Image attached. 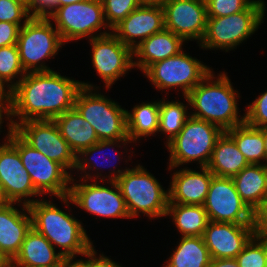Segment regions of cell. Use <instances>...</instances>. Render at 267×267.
<instances>
[{"mask_svg":"<svg viewBox=\"0 0 267 267\" xmlns=\"http://www.w3.org/2000/svg\"><path fill=\"white\" fill-rule=\"evenodd\" d=\"M225 132L234 140L249 164L266 165L264 136L260 128L244 122Z\"/></svg>","mask_w":267,"mask_h":267,"instance_id":"cell-32","label":"cell"},{"mask_svg":"<svg viewBox=\"0 0 267 267\" xmlns=\"http://www.w3.org/2000/svg\"><path fill=\"white\" fill-rule=\"evenodd\" d=\"M55 200L62 204L61 208L54 203ZM72 207L75 209L69 196L41 198L28 205L32 228L43 235L64 258H79L96 244L85 229L83 218L79 220L73 214L76 211L72 212Z\"/></svg>","mask_w":267,"mask_h":267,"instance_id":"cell-2","label":"cell"},{"mask_svg":"<svg viewBox=\"0 0 267 267\" xmlns=\"http://www.w3.org/2000/svg\"><path fill=\"white\" fill-rule=\"evenodd\" d=\"M61 136L77 155L81 150L96 144L99 140L94 128L73 108L54 119Z\"/></svg>","mask_w":267,"mask_h":267,"instance_id":"cell-28","label":"cell"},{"mask_svg":"<svg viewBox=\"0 0 267 267\" xmlns=\"http://www.w3.org/2000/svg\"><path fill=\"white\" fill-rule=\"evenodd\" d=\"M218 72L216 74L212 69L188 93L187 98L192 117L215 124L226 131L244 123L245 115L239 107L242 98L240 90L234 87L226 70Z\"/></svg>","mask_w":267,"mask_h":267,"instance_id":"cell-3","label":"cell"},{"mask_svg":"<svg viewBox=\"0 0 267 267\" xmlns=\"http://www.w3.org/2000/svg\"><path fill=\"white\" fill-rule=\"evenodd\" d=\"M5 127L7 130L5 129ZM13 131L14 127L11 121L10 98L8 94H5L4 96L0 97V135L3 134L2 136H0L2 137L1 139H3H0V146L6 144L9 141L10 135Z\"/></svg>","mask_w":267,"mask_h":267,"instance_id":"cell-39","label":"cell"},{"mask_svg":"<svg viewBox=\"0 0 267 267\" xmlns=\"http://www.w3.org/2000/svg\"><path fill=\"white\" fill-rule=\"evenodd\" d=\"M263 132L264 143H265V151H266V166H267V127L260 128Z\"/></svg>","mask_w":267,"mask_h":267,"instance_id":"cell-48","label":"cell"},{"mask_svg":"<svg viewBox=\"0 0 267 267\" xmlns=\"http://www.w3.org/2000/svg\"><path fill=\"white\" fill-rule=\"evenodd\" d=\"M5 93L0 89V97L4 96Z\"/></svg>","mask_w":267,"mask_h":267,"instance_id":"cell-52","label":"cell"},{"mask_svg":"<svg viewBox=\"0 0 267 267\" xmlns=\"http://www.w3.org/2000/svg\"><path fill=\"white\" fill-rule=\"evenodd\" d=\"M28 6L21 0H0V22L18 24L22 27L29 19Z\"/></svg>","mask_w":267,"mask_h":267,"instance_id":"cell-37","label":"cell"},{"mask_svg":"<svg viewBox=\"0 0 267 267\" xmlns=\"http://www.w3.org/2000/svg\"><path fill=\"white\" fill-rule=\"evenodd\" d=\"M81 88V80L59 70L26 73L8 93L13 127L28 120H54L74 108Z\"/></svg>","mask_w":267,"mask_h":267,"instance_id":"cell-1","label":"cell"},{"mask_svg":"<svg viewBox=\"0 0 267 267\" xmlns=\"http://www.w3.org/2000/svg\"><path fill=\"white\" fill-rule=\"evenodd\" d=\"M164 29L162 6H140L115 25L111 32L132 50L151 35Z\"/></svg>","mask_w":267,"mask_h":267,"instance_id":"cell-21","label":"cell"},{"mask_svg":"<svg viewBox=\"0 0 267 267\" xmlns=\"http://www.w3.org/2000/svg\"><path fill=\"white\" fill-rule=\"evenodd\" d=\"M57 7H60V0H33L28 10L31 17H49Z\"/></svg>","mask_w":267,"mask_h":267,"instance_id":"cell-41","label":"cell"},{"mask_svg":"<svg viewBox=\"0 0 267 267\" xmlns=\"http://www.w3.org/2000/svg\"><path fill=\"white\" fill-rule=\"evenodd\" d=\"M10 201L6 198L3 188L0 185V208L6 207Z\"/></svg>","mask_w":267,"mask_h":267,"instance_id":"cell-47","label":"cell"},{"mask_svg":"<svg viewBox=\"0 0 267 267\" xmlns=\"http://www.w3.org/2000/svg\"><path fill=\"white\" fill-rule=\"evenodd\" d=\"M0 185L10 203L28 206L43 198L35 190L18 150L9 141L0 146Z\"/></svg>","mask_w":267,"mask_h":267,"instance_id":"cell-18","label":"cell"},{"mask_svg":"<svg viewBox=\"0 0 267 267\" xmlns=\"http://www.w3.org/2000/svg\"><path fill=\"white\" fill-rule=\"evenodd\" d=\"M169 217V218H168ZM175 225L179 236H203L209 223L208 214L203 205L168 203L165 219Z\"/></svg>","mask_w":267,"mask_h":267,"instance_id":"cell-31","label":"cell"},{"mask_svg":"<svg viewBox=\"0 0 267 267\" xmlns=\"http://www.w3.org/2000/svg\"><path fill=\"white\" fill-rule=\"evenodd\" d=\"M9 142L18 150L35 190L43 198L69 195L72 177L61 164L32 148L15 131L11 133Z\"/></svg>","mask_w":267,"mask_h":267,"instance_id":"cell-14","label":"cell"},{"mask_svg":"<svg viewBox=\"0 0 267 267\" xmlns=\"http://www.w3.org/2000/svg\"><path fill=\"white\" fill-rule=\"evenodd\" d=\"M187 43L167 29L155 33L142 41L133 50L134 70L143 73L150 65L177 55Z\"/></svg>","mask_w":267,"mask_h":267,"instance_id":"cell-23","label":"cell"},{"mask_svg":"<svg viewBox=\"0 0 267 267\" xmlns=\"http://www.w3.org/2000/svg\"><path fill=\"white\" fill-rule=\"evenodd\" d=\"M14 131L32 148L61 164L71 175L76 166V154L61 136L54 120H28Z\"/></svg>","mask_w":267,"mask_h":267,"instance_id":"cell-15","label":"cell"},{"mask_svg":"<svg viewBox=\"0 0 267 267\" xmlns=\"http://www.w3.org/2000/svg\"><path fill=\"white\" fill-rule=\"evenodd\" d=\"M188 51V52H187ZM184 48L177 55L150 65L142 74L156 92L168 96L171 91L177 96H187L212 69L197 57H192ZM182 94V95H179Z\"/></svg>","mask_w":267,"mask_h":267,"instance_id":"cell-7","label":"cell"},{"mask_svg":"<svg viewBox=\"0 0 267 267\" xmlns=\"http://www.w3.org/2000/svg\"><path fill=\"white\" fill-rule=\"evenodd\" d=\"M248 165L234 140L224 131L217 139L206 167L214 176L232 178Z\"/></svg>","mask_w":267,"mask_h":267,"instance_id":"cell-26","label":"cell"},{"mask_svg":"<svg viewBox=\"0 0 267 267\" xmlns=\"http://www.w3.org/2000/svg\"><path fill=\"white\" fill-rule=\"evenodd\" d=\"M88 43V46H91L88 54L93 72H96L95 75L99 77L98 80H101L103 86L84 80L81 81L82 87L111 89L119 79L122 81L121 77L123 79L132 69L134 70L133 50L124 45L112 32L92 38L87 41Z\"/></svg>","mask_w":267,"mask_h":267,"instance_id":"cell-13","label":"cell"},{"mask_svg":"<svg viewBox=\"0 0 267 267\" xmlns=\"http://www.w3.org/2000/svg\"><path fill=\"white\" fill-rule=\"evenodd\" d=\"M164 28L186 43L202 41L207 24L205 0H166L163 4Z\"/></svg>","mask_w":267,"mask_h":267,"instance_id":"cell-17","label":"cell"},{"mask_svg":"<svg viewBox=\"0 0 267 267\" xmlns=\"http://www.w3.org/2000/svg\"><path fill=\"white\" fill-rule=\"evenodd\" d=\"M208 267H239L235 258L216 259L211 258Z\"/></svg>","mask_w":267,"mask_h":267,"instance_id":"cell-45","label":"cell"},{"mask_svg":"<svg viewBox=\"0 0 267 267\" xmlns=\"http://www.w3.org/2000/svg\"><path fill=\"white\" fill-rule=\"evenodd\" d=\"M166 0H139L141 6H163Z\"/></svg>","mask_w":267,"mask_h":267,"instance_id":"cell-46","label":"cell"},{"mask_svg":"<svg viewBox=\"0 0 267 267\" xmlns=\"http://www.w3.org/2000/svg\"><path fill=\"white\" fill-rule=\"evenodd\" d=\"M155 99L139 101L130 110L126 109L128 138L136 146L158 135L160 99Z\"/></svg>","mask_w":267,"mask_h":267,"instance_id":"cell-25","label":"cell"},{"mask_svg":"<svg viewBox=\"0 0 267 267\" xmlns=\"http://www.w3.org/2000/svg\"><path fill=\"white\" fill-rule=\"evenodd\" d=\"M31 228L32 219L27 205L10 203L0 208V255L8 264L18 254Z\"/></svg>","mask_w":267,"mask_h":267,"instance_id":"cell-22","label":"cell"},{"mask_svg":"<svg viewBox=\"0 0 267 267\" xmlns=\"http://www.w3.org/2000/svg\"><path fill=\"white\" fill-rule=\"evenodd\" d=\"M78 210L98 220H131L116 181H93L71 178L68 195Z\"/></svg>","mask_w":267,"mask_h":267,"instance_id":"cell-12","label":"cell"},{"mask_svg":"<svg viewBox=\"0 0 267 267\" xmlns=\"http://www.w3.org/2000/svg\"><path fill=\"white\" fill-rule=\"evenodd\" d=\"M48 18L65 45L111 33L104 18L101 0H85L57 7Z\"/></svg>","mask_w":267,"mask_h":267,"instance_id":"cell-11","label":"cell"},{"mask_svg":"<svg viewBox=\"0 0 267 267\" xmlns=\"http://www.w3.org/2000/svg\"><path fill=\"white\" fill-rule=\"evenodd\" d=\"M16 45L26 73L53 71L47 62L51 63L65 46L48 17H31L20 28Z\"/></svg>","mask_w":267,"mask_h":267,"instance_id":"cell-10","label":"cell"},{"mask_svg":"<svg viewBox=\"0 0 267 267\" xmlns=\"http://www.w3.org/2000/svg\"><path fill=\"white\" fill-rule=\"evenodd\" d=\"M254 1L255 0H205L207 17H224L242 12Z\"/></svg>","mask_w":267,"mask_h":267,"instance_id":"cell-38","label":"cell"},{"mask_svg":"<svg viewBox=\"0 0 267 267\" xmlns=\"http://www.w3.org/2000/svg\"><path fill=\"white\" fill-rule=\"evenodd\" d=\"M223 130L210 122L190 116L178 135L165 146L169 153L167 168L206 167ZM168 164V165H167Z\"/></svg>","mask_w":267,"mask_h":267,"instance_id":"cell-9","label":"cell"},{"mask_svg":"<svg viewBox=\"0 0 267 267\" xmlns=\"http://www.w3.org/2000/svg\"><path fill=\"white\" fill-rule=\"evenodd\" d=\"M267 2L255 0L246 10L224 17H207L206 32L199 50L230 53L247 44L266 19Z\"/></svg>","mask_w":267,"mask_h":267,"instance_id":"cell-5","label":"cell"},{"mask_svg":"<svg viewBox=\"0 0 267 267\" xmlns=\"http://www.w3.org/2000/svg\"><path fill=\"white\" fill-rule=\"evenodd\" d=\"M21 1H23L28 6L33 0H21Z\"/></svg>","mask_w":267,"mask_h":267,"instance_id":"cell-51","label":"cell"},{"mask_svg":"<svg viewBox=\"0 0 267 267\" xmlns=\"http://www.w3.org/2000/svg\"><path fill=\"white\" fill-rule=\"evenodd\" d=\"M168 97L169 96H163L160 98L159 129L157 137L160 136L161 141L164 139V147L178 135L191 116L187 96H180L181 98L174 97L175 99L172 100H169ZM179 99H181V101Z\"/></svg>","mask_w":267,"mask_h":267,"instance_id":"cell-30","label":"cell"},{"mask_svg":"<svg viewBox=\"0 0 267 267\" xmlns=\"http://www.w3.org/2000/svg\"><path fill=\"white\" fill-rule=\"evenodd\" d=\"M235 259L239 267H267V240L253 236Z\"/></svg>","mask_w":267,"mask_h":267,"instance_id":"cell-34","label":"cell"},{"mask_svg":"<svg viewBox=\"0 0 267 267\" xmlns=\"http://www.w3.org/2000/svg\"><path fill=\"white\" fill-rule=\"evenodd\" d=\"M95 247H97V245H94L88 251V267H125L122 263L120 264V262H117V260L114 261L111 256L109 257V255H105L104 252L98 251Z\"/></svg>","mask_w":267,"mask_h":267,"instance_id":"cell-42","label":"cell"},{"mask_svg":"<svg viewBox=\"0 0 267 267\" xmlns=\"http://www.w3.org/2000/svg\"><path fill=\"white\" fill-rule=\"evenodd\" d=\"M232 179L236 191L252 211L267 199L266 165L249 164Z\"/></svg>","mask_w":267,"mask_h":267,"instance_id":"cell-27","label":"cell"},{"mask_svg":"<svg viewBox=\"0 0 267 267\" xmlns=\"http://www.w3.org/2000/svg\"><path fill=\"white\" fill-rule=\"evenodd\" d=\"M60 267H88V252L79 259L77 257L63 258Z\"/></svg>","mask_w":267,"mask_h":267,"instance_id":"cell-44","label":"cell"},{"mask_svg":"<svg viewBox=\"0 0 267 267\" xmlns=\"http://www.w3.org/2000/svg\"><path fill=\"white\" fill-rule=\"evenodd\" d=\"M254 236L267 240V199L253 211Z\"/></svg>","mask_w":267,"mask_h":267,"instance_id":"cell-40","label":"cell"},{"mask_svg":"<svg viewBox=\"0 0 267 267\" xmlns=\"http://www.w3.org/2000/svg\"><path fill=\"white\" fill-rule=\"evenodd\" d=\"M166 168L169 172V202L203 205L214 176L207 167Z\"/></svg>","mask_w":267,"mask_h":267,"instance_id":"cell-19","label":"cell"},{"mask_svg":"<svg viewBox=\"0 0 267 267\" xmlns=\"http://www.w3.org/2000/svg\"><path fill=\"white\" fill-rule=\"evenodd\" d=\"M203 207L210 221L253 224V211L241 199L231 177H212Z\"/></svg>","mask_w":267,"mask_h":267,"instance_id":"cell-16","label":"cell"},{"mask_svg":"<svg viewBox=\"0 0 267 267\" xmlns=\"http://www.w3.org/2000/svg\"><path fill=\"white\" fill-rule=\"evenodd\" d=\"M63 258L43 235L31 228L9 267H60Z\"/></svg>","mask_w":267,"mask_h":267,"instance_id":"cell-24","label":"cell"},{"mask_svg":"<svg viewBox=\"0 0 267 267\" xmlns=\"http://www.w3.org/2000/svg\"><path fill=\"white\" fill-rule=\"evenodd\" d=\"M242 108L245 123L256 128L267 127V88Z\"/></svg>","mask_w":267,"mask_h":267,"instance_id":"cell-36","label":"cell"},{"mask_svg":"<svg viewBox=\"0 0 267 267\" xmlns=\"http://www.w3.org/2000/svg\"><path fill=\"white\" fill-rule=\"evenodd\" d=\"M101 2L104 18L110 29L141 6L139 0H101Z\"/></svg>","mask_w":267,"mask_h":267,"instance_id":"cell-35","label":"cell"},{"mask_svg":"<svg viewBox=\"0 0 267 267\" xmlns=\"http://www.w3.org/2000/svg\"><path fill=\"white\" fill-rule=\"evenodd\" d=\"M162 267H208L211 261L203 236H182Z\"/></svg>","mask_w":267,"mask_h":267,"instance_id":"cell-29","label":"cell"},{"mask_svg":"<svg viewBox=\"0 0 267 267\" xmlns=\"http://www.w3.org/2000/svg\"><path fill=\"white\" fill-rule=\"evenodd\" d=\"M103 90L82 87L77 93L74 108L91 124L98 140L129 139L126 108L106 93L111 89Z\"/></svg>","mask_w":267,"mask_h":267,"instance_id":"cell-8","label":"cell"},{"mask_svg":"<svg viewBox=\"0 0 267 267\" xmlns=\"http://www.w3.org/2000/svg\"><path fill=\"white\" fill-rule=\"evenodd\" d=\"M130 146L136 148L129 139L99 140L76 155V166L71 177L93 181H116L133 165L132 157L136 156L134 153L137 150L134 151ZM122 161L126 166L122 167Z\"/></svg>","mask_w":267,"mask_h":267,"instance_id":"cell-6","label":"cell"},{"mask_svg":"<svg viewBox=\"0 0 267 267\" xmlns=\"http://www.w3.org/2000/svg\"><path fill=\"white\" fill-rule=\"evenodd\" d=\"M138 161L116 180L129 216L131 220L141 216L150 222L162 220L168 208V187H164L160 179Z\"/></svg>","mask_w":267,"mask_h":267,"instance_id":"cell-4","label":"cell"},{"mask_svg":"<svg viewBox=\"0 0 267 267\" xmlns=\"http://www.w3.org/2000/svg\"><path fill=\"white\" fill-rule=\"evenodd\" d=\"M254 236L253 224L209 221L203 239L211 258H236Z\"/></svg>","mask_w":267,"mask_h":267,"instance_id":"cell-20","label":"cell"},{"mask_svg":"<svg viewBox=\"0 0 267 267\" xmlns=\"http://www.w3.org/2000/svg\"><path fill=\"white\" fill-rule=\"evenodd\" d=\"M82 1H85V0H60V7L73 4V3L82 2Z\"/></svg>","mask_w":267,"mask_h":267,"instance_id":"cell-49","label":"cell"},{"mask_svg":"<svg viewBox=\"0 0 267 267\" xmlns=\"http://www.w3.org/2000/svg\"><path fill=\"white\" fill-rule=\"evenodd\" d=\"M20 28L18 24L0 22V47L16 45Z\"/></svg>","mask_w":267,"mask_h":267,"instance_id":"cell-43","label":"cell"},{"mask_svg":"<svg viewBox=\"0 0 267 267\" xmlns=\"http://www.w3.org/2000/svg\"><path fill=\"white\" fill-rule=\"evenodd\" d=\"M0 267H9L8 262L0 255Z\"/></svg>","mask_w":267,"mask_h":267,"instance_id":"cell-50","label":"cell"},{"mask_svg":"<svg viewBox=\"0 0 267 267\" xmlns=\"http://www.w3.org/2000/svg\"><path fill=\"white\" fill-rule=\"evenodd\" d=\"M25 74L17 45L0 47V89L8 94Z\"/></svg>","mask_w":267,"mask_h":267,"instance_id":"cell-33","label":"cell"}]
</instances>
